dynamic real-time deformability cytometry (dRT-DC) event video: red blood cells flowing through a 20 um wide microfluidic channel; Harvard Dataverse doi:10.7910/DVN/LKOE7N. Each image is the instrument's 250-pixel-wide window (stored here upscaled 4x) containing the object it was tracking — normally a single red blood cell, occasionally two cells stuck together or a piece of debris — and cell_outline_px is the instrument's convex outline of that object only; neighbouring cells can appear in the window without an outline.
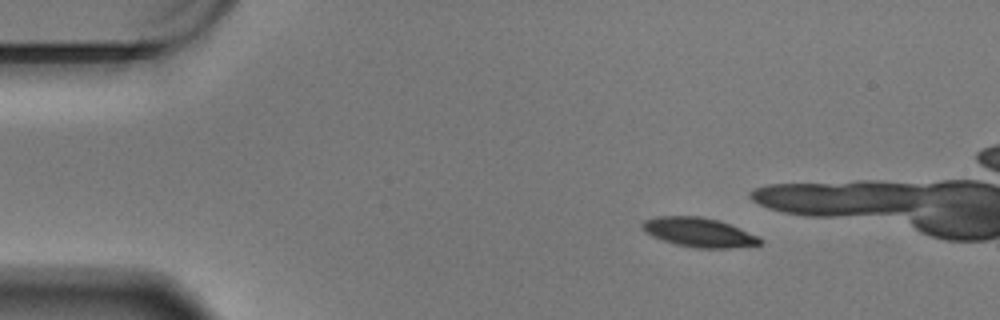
{"species": "Egyptian fruit bat (a non-hibernating species)", "species_latin": "Rousettus aegyptiacus", "temperature_condition": "warm", "stored_images_in_passage": 52, "camera_frame_rate_fps": 3000, "um_per_image_px": 0.085, "animal": {"sex": "male"}, "frame": {"image": 1, "passage_image": 1, "time_ms": 0.0, "image_size_px": [1000, 320], "cell_outline_px": [[760, 244], [728, 248], [696, 248], [676, 244], [652, 236], [640, 228], [640, 224], [644, 220], [656, 216], [700, 216], [720, 220], [740, 228], [756, 236], [760, 240]], "centroid_in_image_um": [59.34, 19.73], "position_along_channel_um": 25.7, "area_um2": 19.94}}
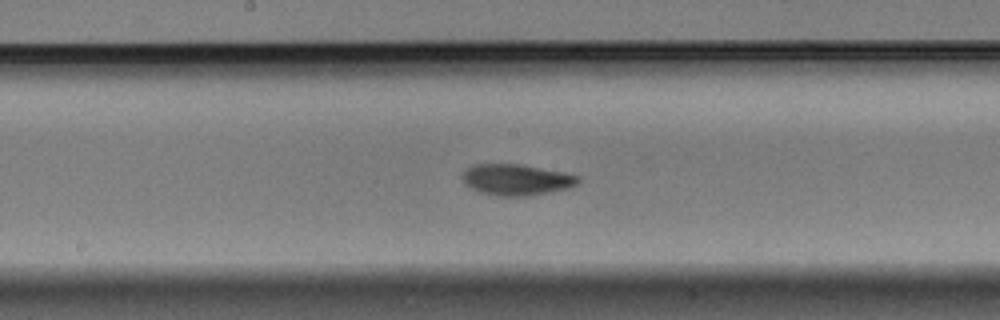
{"frame": {"image": 2, "passage_image": 23, "time_ms": 7.333, "image_size_px": [1000, 320], "cell_outline_px": [[580, 184], [568, 188], [552, 192], [528, 196], [496, 196], [480, 192], [464, 184], [460, 176], [472, 164], [520, 164], [564, 172], [580, 176]], "centroid_in_image_um": [43.91, 15.28], "position_along_channel_um": 204.3, "area_um2": 21.27}}
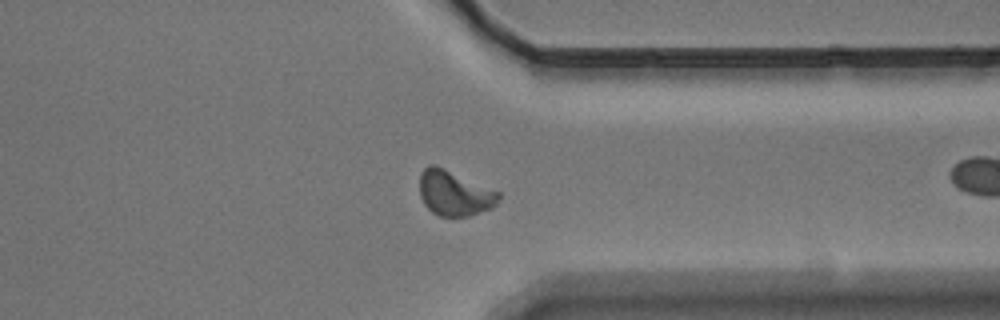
{"frame": {"image": 3, "passage_image": 38, "time_ms": 12.333, "image_size_px": [1000, 320], "cell_outline_px": [[500, 196], [496, 204], [492, 208], [468, 216], [440, 216], [432, 212], [424, 204], [420, 196], [420, 172], [428, 164], [436, 164], [500, 192]], "centroid_in_image_um": [38.61, 16.4], "position_along_channel_um": 372.8, "area_um2": 20.87}, "authors_computed_cell_mechanics": {"area_um2": 20.5768, "velocity_mm_per_s": 3.4042, "shape_relaxation_time_tau1_ms": 3.6022, "shape_relaxation_time_tau2_ms": 2.0775, "deformation_change_tau1": 0.1633, "deformation_change_tau2": 0.0688}}